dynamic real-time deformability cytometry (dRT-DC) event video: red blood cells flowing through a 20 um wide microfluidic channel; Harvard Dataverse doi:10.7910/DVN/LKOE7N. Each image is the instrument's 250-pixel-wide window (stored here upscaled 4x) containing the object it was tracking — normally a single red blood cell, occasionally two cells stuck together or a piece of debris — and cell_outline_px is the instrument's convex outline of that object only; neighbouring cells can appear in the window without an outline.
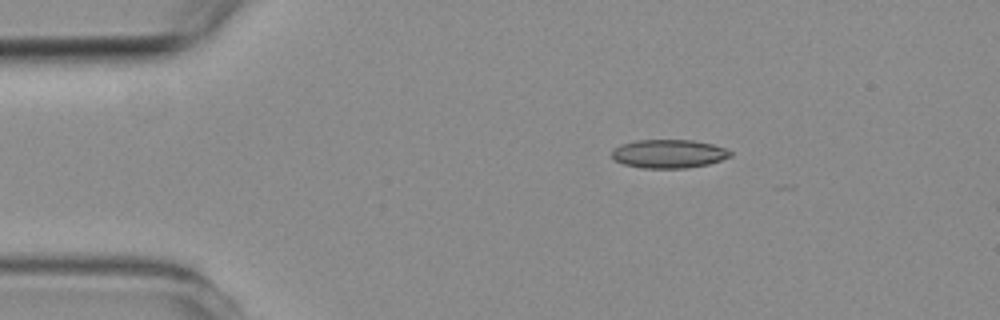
{"species": "common noctule bat (a hibernating species)", "species_latin": "Nyctalus noctula", "temperature_condition": "room temperature", "stored_images_in_passage": 3, "camera_frame_rate_fps": 3000, "um_per_image_px": 0.085, "animal": {"sex": "female", "body_mass_g": 19.3, "forearm_length_mm": 54.1}, "frame": {"image": 1, "passage_image": 1, "time_ms": 0.0, "image_size_px": [1000, 320], "cell_outline_px": [[732, 156], [708, 164], [688, 168], [644, 168], [624, 164], [616, 160], [612, 156], [612, 152], [620, 144], [636, 140], [692, 140], [712, 144], [724, 148], [732, 152]], "centroid_in_image_um": [56.86, 13.07], "position_along_channel_um": 28.1, "area_um2": 19.59}}